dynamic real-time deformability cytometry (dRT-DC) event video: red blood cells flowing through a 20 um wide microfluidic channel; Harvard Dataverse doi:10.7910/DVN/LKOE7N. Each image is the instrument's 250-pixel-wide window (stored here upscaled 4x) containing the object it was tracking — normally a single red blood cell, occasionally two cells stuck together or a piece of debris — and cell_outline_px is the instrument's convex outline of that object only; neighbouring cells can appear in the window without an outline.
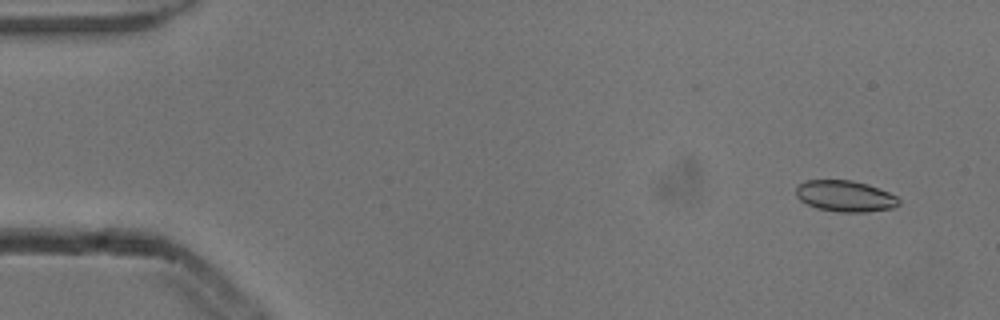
{"species": "common noctule bat (a hibernating species)", "species_latin": "Nyctalus noctula", "temperature_condition": "cold", "stored_images_in_passage": 6, "camera_frame_rate_fps": 3000, "um_per_image_px": 0.085, "animal": {"sex": "male", "body_mass_g": 13.3}, "frame": {"image": 1, "passage_image": 1, "time_ms": 0.0, "image_size_px": [1000, 320], "cell_outline_px": [[900, 204], [892, 208], [864, 212], [840, 212], [816, 208], [800, 200], [796, 196], [796, 188], [804, 180], [852, 180], [868, 184], [888, 192], [896, 196], [900, 200]], "centroid_in_image_um": [71.83, 16.66], "position_along_channel_um": 13.2, "area_um2": 18.67}}
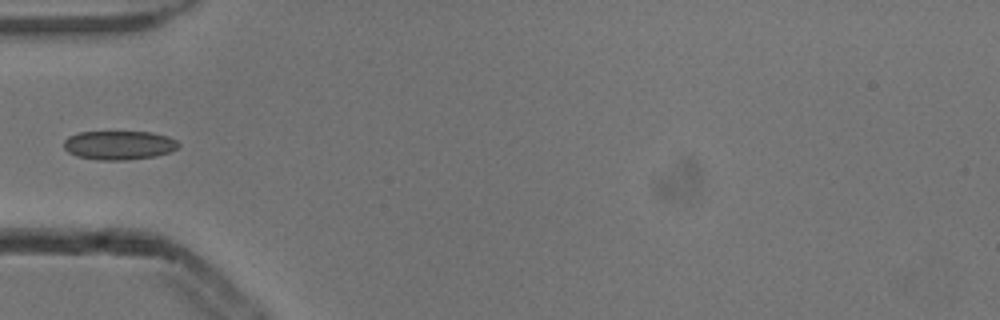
{"frame": {"image": 2, "passage_image": 5, "time_ms": 1.333, "image_size_px": [1000, 320], "cell_outline_px": [[180, 144], [172, 152], [156, 156], [124, 160], [100, 160], [76, 156], [68, 152], [64, 148], [64, 140], [68, 136], [80, 132], [152, 132], [168, 136], [176, 140]], "centroid_in_image_um": [10.12, 12.34], "position_along_channel_um": 74.9, "area_um2": 19.42}}
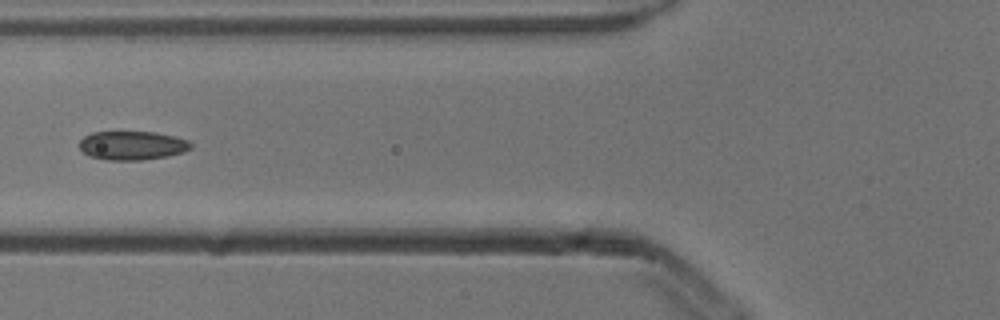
{"frame": {"image": 3, "passage_image": 6, "time_ms": 1.667, "image_size_px": [1000, 320], "cell_outline_px": [[192, 148], [184, 152], [168, 156], [140, 160], [108, 160], [88, 156], [80, 148], [80, 140], [84, 136], [92, 132], [156, 132], [176, 136], [188, 140], [192, 144]], "centroid_in_image_um": [11.26, 12.36], "position_along_channel_um": 114.5, "area_um2": 18.84}}